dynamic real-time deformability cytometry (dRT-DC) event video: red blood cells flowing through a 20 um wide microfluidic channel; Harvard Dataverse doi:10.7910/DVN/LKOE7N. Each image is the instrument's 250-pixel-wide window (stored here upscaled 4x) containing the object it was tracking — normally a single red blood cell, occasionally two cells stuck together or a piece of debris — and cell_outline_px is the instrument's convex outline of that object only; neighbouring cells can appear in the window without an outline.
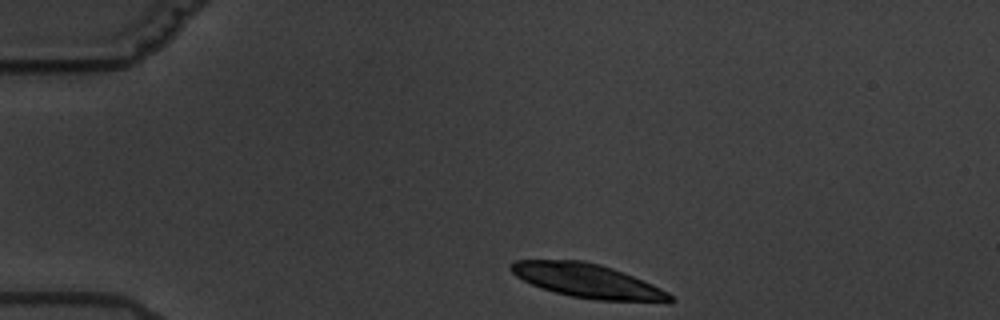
{"species": "common noctule bat (a hibernating species)", "species_latin": "Nyctalus noctula", "temperature_condition": "warm", "stored_images_in_passage": 7, "camera_frame_rate_fps": 3000, "um_per_image_px": 0.085, "animal": {"sex": "male", "body_mass_g": 19.5, "forearm_length_mm": 54.6}, "frame": {"image": 1, "passage_image": 1, "time_ms": 0.0, "image_size_px": [1000, 320], "cell_outline_px": [[676, 300], [668, 304], [596, 300], [572, 296], [540, 288], [516, 276], [508, 268], [508, 264], [512, 260], [584, 260], [600, 264], [624, 272], [652, 284], [668, 292]], "centroid_in_image_um": [50.02, 23.89], "position_along_channel_um": 35.0, "area_um2": 32.14}}